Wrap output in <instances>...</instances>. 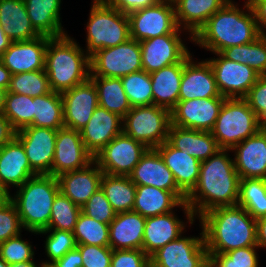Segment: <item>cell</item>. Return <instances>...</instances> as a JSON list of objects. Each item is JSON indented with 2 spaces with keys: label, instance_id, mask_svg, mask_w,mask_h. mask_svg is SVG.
<instances>
[{
  "label": "cell",
  "instance_id": "13",
  "mask_svg": "<svg viewBox=\"0 0 266 267\" xmlns=\"http://www.w3.org/2000/svg\"><path fill=\"white\" fill-rule=\"evenodd\" d=\"M213 54L218 57L207 60L220 94L225 98H244L260 75L246 64L228 60L220 53Z\"/></svg>",
  "mask_w": 266,
  "mask_h": 267
},
{
  "label": "cell",
  "instance_id": "48",
  "mask_svg": "<svg viewBox=\"0 0 266 267\" xmlns=\"http://www.w3.org/2000/svg\"><path fill=\"white\" fill-rule=\"evenodd\" d=\"M81 212L104 224H110L116 216V212L113 210L101 188L81 207Z\"/></svg>",
  "mask_w": 266,
  "mask_h": 267
},
{
  "label": "cell",
  "instance_id": "61",
  "mask_svg": "<svg viewBox=\"0 0 266 267\" xmlns=\"http://www.w3.org/2000/svg\"><path fill=\"white\" fill-rule=\"evenodd\" d=\"M9 267H37V264L34 261H30V262H24V263L10 264ZM38 267H41V264Z\"/></svg>",
  "mask_w": 266,
  "mask_h": 267
},
{
  "label": "cell",
  "instance_id": "58",
  "mask_svg": "<svg viewBox=\"0 0 266 267\" xmlns=\"http://www.w3.org/2000/svg\"><path fill=\"white\" fill-rule=\"evenodd\" d=\"M11 72L3 65L0 60V88L7 89L11 80Z\"/></svg>",
  "mask_w": 266,
  "mask_h": 267
},
{
  "label": "cell",
  "instance_id": "33",
  "mask_svg": "<svg viewBox=\"0 0 266 267\" xmlns=\"http://www.w3.org/2000/svg\"><path fill=\"white\" fill-rule=\"evenodd\" d=\"M0 26L12 42L40 36L27 14L24 0H0Z\"/></svg>",
  "mask_w": 266,
  "mask_h": 267
},
{
  "label": "cell",
  "instance_id": "53",
  "mask_svg": "<svg viewBox=\"0 0 266 267\" xmlns=\"http://www.w3.org/2000/svg\"><path fill=\"white\" fill-rule=\"evenodd\" d=\"M104 4L119 10L124 14H130L134 11L151 7L162 0H101Z\"/></svg>",
  "mask_w": 266,
  "mask_h": 267
},
{
  "label": "cell",
  "instance_id": "30",
  "mask_svg": "<svg viewBox=\"0 0 266 267\" xmlns=\"http://www.w3.org/2000/svg\"><path fill=\"white\" fill-rule=\"evenodd\" d=\"M146 218L136 211L116 213L109 224V246L112 250H142Z\"/></svg>",
  "mask_w": 266,
  "mask_h": 267
},
{
  "label": "cell",
  "instance_id": "23",
  "mask_svg": "<svg viewBox=\"0 0 266 267\" xmlns=\"http://www.w3.org/2000/svg\"><path fill=\"white\" fill-rule=\"evenodd\" d=\"M123 132V118L98 106L86 126L80 130L86 149L95 156Z\"/></svg>",
  "mask_w": 266,
  "mask_h": 267
},
{
  "label": "cell",
  "instance_id": "24",
  "mask_svg": "<svg viewBox=\"0 0 266 267\" xmlns=\"http://www.w3.org/2000/svg\"><path fill=\"white\" fill-rule=\"evenodd\" d=\"M103 174L98 164L93 161L83 169L60 174L57 177L59 191L74 204L82 207L100 188Z\"/></svg>",
  "mask_w": 266,
  "mask_h": 267
},
{
  "label": "cell",
  "instance_id": "35",
  "mask_svg": "<svg viewBox=\"0 0 266 267\" xmlns=\"http://www.w3.org/2000/svg\"><path fill=\"white\" fill-rule=\"evenodd\" d=\"M96 86L99 106L124 118L131 110L121 78L90 76Z\"/></svg>",
  "mask_w": 266,
  "mask_h": 267
},
{
  "label": "cell",
  "instance_id": "9",
  "mask_svg": "<svg viewBox=\"0 0 266 267\" xmlns=\"http://www.w3.org/2000/svg\"><path fill=\"white\" fill-rule=\"evenodd\" d=\"M90 76L121 78L142 70L140 43L130 38L115 47L98 50L90 57Z\"/></svg>",
  "mask_w": 266,
  "mask_h": 267
},
{
  "label": "cell",
  "instance_id": "38",
  "mask_svg": "<svg viewBox=\"0 0 266 267\" xmlns=\"http://www.w3.org/2000/svg\"><path fill=\"white\" fill-rule=\"evenodd\" d=\"M220 54L228 60L248 65L260 76L266 75V34L248 44L228 47Z\"/></svg>",
  "mask_w": 266,
  "mask_h": 267
},
{
  "label": "cell",
  "instance_id": "60",
  "mask_svg": "<svg viewBox=\"0 0 266 267\" xmlns=\"http://www.w3.org/2000/svg\"><path fill=\"white\" fill-rule=\"evenodd\" d=\"M7 89L0 88V114H3L5 108Z\"/></svg>",
  "mask_w": 266,
  "mask_h": 267
},
{
  "label": "cell",
  "instance_id": "64",
  "mask_svg": "<svg viewBox=\"0 0 266 267\" xmlns=\"http://www.w3.org/2000/svg\"><path fill=\"white\" fill-rule=\"evenodd\" d=\"M0 267H9V265L0 257Z\"/></svg>",
  "mask_w": 266,
  "mask_h": 267
},
{
  "label": "cell",
  "instance_id": "32",
  "mask_svg": "<svg viewBox=\"0 0 266 267\" xmlns=\"http://www.w3.org/2000/svg\"><path fill=\"white\" fill-rule=\"evenodd\" d=\"M167 141L199 161H204L220 150L211 132L171 125Z\"/></svg>",
  "mask_w": 266,
  "mask_h": 267
},
{
  "label": "cell",
  "instance_id": "34",
  "mask_svg": "<svg viewBox=\"0 0 266 267\" xmlns=\"http://www.w3.org/2000/svg\"><path fill=\"white\" fill-rule=\"evenodd\" d=\"M62 0H24L34 29L43 36L58 38L66 35L61 24Z\"/></svg>",
  "mask_w": 266,
  "mask_h": 267
},
{
  "label": "cell",
  "instance_id": "10",
  "mask_svg": "<svg viewBox=\"0 0 266 267\" xmlns=\"http://www.w3.org/2000/svg\"><path fill=\"white\" fill-rule=\"evenodd\" d=\"M130 38L141 42L166 34H181L175 19L172 0H162L158 4L128 14Z\"/></svg>",
  "mask_w": 266,
  "mask_h": 267
},
{
  "label": "cell",
  "instance_id": "49",
  "mask_svg": "<svg viewBox=\"0 0 266 267\" xmlns=\"http://www.w3.org/2000/svg\"><path fill=\"white\" fill-rule=\"evenodd\" d=\"M22 228L17 209L8 199L0 206V243L20 235Z\"/></svg>",
  "mask_w": 266,
  "mask_h": 267
},
{
  "label": "cell",
  "instance_id": "57",
  "mask_svg": "<svg viewBox=\"0 0 266 267\" xmlns=\"http://www.w3.org/2000/svg\"><path fill=\"white\" fill-rule=\"evenodd\" d=\"M257 245L266 248V216L256 220Z\"/></svg>",
  "mask_w": 266,
  "mask_h": 267
},
{
  "label": "cell",
  "instance_id": "37",
  "mask_svg": "<svg viewBox=\"0 0 266 267\" xmlns=\"http://www.w3.org/2000/svg\"><path fill=\"white\" fill-rule=\"evenodd\" d=\"M31 126L54 130L65 127L61 93L51 91L34 97V120Z\"/></svg>",
  "mask_w": 266,
  "mask_h": 267
},
{
  "label": "cell",
  "instance_id": "40",
  "mask_svg": "<svg viewBox=\"0 0 266 267\" xmlns=\"http://www.w3.org/2000/svg\"><path fill=\"white\" fill-rule=\"evenodd\" d=\"M3 115L17 132L34 120V97L7 92Z\"/></svg>",
  "mask_w": 266,
  "mask_h": 267
},
{
  "label": "cell",
  "instance_id": "54",
  "mask_svg": "<svg viewBox=\"0 0 266 267\" xmlns=\"http://www.w3.org/2000/svg\"><path fill=\"white\" fill-rule=\"evenodd\" d=\"M262 34H266V0H248Z\"/></svg>",
  "mask_w": 266,
  "mask_h": 267
},
{
  "label": "cell",
  "instance_id": "46",
  "mask_svg": "<svg viewBox=\"0 0 266 267\" xmlns=\"http://www.w3.org/2000/svg\"><path fill=\"white\" fill-rule=\"evenodd\" d=\"M258 248L250 246L222 254H209V267H258Z\"/></svg>",
  "mask_w": 266,
  "mask_h": 267
},
{
  "label": "cell",
  "instance_id": "8",
  "mask_svg": "<svg viewBox=\"0 0 266 267\" xmlns=\"http://www.w3.org/2000/svg\"><path fill=\"white\" fill-rule=\"evenodd\" d=\"M171 111L156 106L132 107L123 118V132L148 148H157L168 139Z\"/></svg>",
  "mask_w": 266,
  "mask_h": 267
},
{
  "label": "cell",
  "instance_id": "15",
  "mask_svg": "<svg viewBox=\"0 0 266 267\" xmlns=\"http://www.w3.org/2000/svg\"><path fill=\"white\" fill-rule=\"evenodd\" d=\"M174 207L182 208L186 219L185 223L193 225L195 217L191 208L186 204V195L183 192L166 191L154 186L136 185L133 211L143 217H152L172 212Z\"/></svg>",
  "mask_w": 266,
  "mask_h": 267
},
{
  "label": "cell",
  "instance_id": "19",
  "mask_svg": "<svg viewBox=\"0 0 266 267\" xmlns=\"http://www.w3.org/2000/svg\"><path fill=\"white\" fill-rule=\"evenodd\" d=\"M139 43L142 55V70L147 73L179 63L190 52L180 34H166Z\"/></svg>",
  "mask_w": 266,
  "mask_h": 267
},
{
  "label": "cell",
  "instance_id": "25",
  "mask_svg": "<svg viewBox=\"0 0 266 267\" xmlns=\"http://www.w3.org/2000/svg\"><path fill=\"white\" fill-rule=\"evenodd\" d=\"M35 175L23 145L16 138L0 148V187L8 194L9 187L18 188Z\"/></svg>",
  "mask_w": 266,
  "mask_h": 267
},
{
  "label": "cell",
  "instance_id": "51",
  "mask_svg": "<svg viewBox=\"0 0 266 267\" xmlns=\"http://www.w3.org/2000/svg\"><path fill=\"white\" fill-rule=\"evenodd\" d=\"M250 109L261 123L266 119V75L259 76L254 86L244 97Z\"/></svg>",
  "mask_w": 266,
  "mask_h": 267
},
{
  "label": "cell",
  "instance_id": "50",
  "mask_svg": "<svg viewBox=\"0 0 266 267\" xmlns=\"http://www.w3.org/2000/svg\"><path fill=\"white\" fill-rule=\"evenodd\" d=\"M82 256V267H111L113 250L110 246L77 244Z\"/></svg>",
  "mask_w": 266,
  "mask_h": 267
},
{
  "label": "cell",
  "instance_id": "22",
  "mask_svg": "<svg viewBox=\"0 0 266 267\" xmlns=\"http://www.w3.org/2000/svg\"><path fill=\"white\" fill-rule=\"evenodd\" d=\"M234 166L241 179H266V134L260 129L231 149Z\"/></svg>",
  "mask_w": 266,
  "mask_h": 267
},
{
  "label": "cell",
  "instance_id": "43",
  "mask_svg": "<svg viewBox=\"0 0 266 267\" xmlns=\"http://www.w3.org/2000/svg\"><path fill=\"white\" fill-rule=\"evenodd\" d=\"M73 235L77 244L109 246V224L96 221L82 212L78 216Z\"/></svg>",
  "mask_w": 266,
  "mask_h": 267
},
{
  "label": "cell",
  "instance_id": "17",
  "mask_svg": "<svg viewBox=\"0 0 266 267\" xmlns=\"http://www.w3.org/2000/svg\"><path fill=\"white\" fill-rule=\"evenodd\" d=\"M225 98L178 101L171 110V125L210 132Z\"/></svg>",
  "mask_w": 266,
  "mask_h": 267
},
{
  "label": "cell",
  "instance_id": "59",
  "mask_svg": "<svg viewBox=\"0 0 266 267\" xmlns=\"http://www.w3.org/2000/svg\"><path fill=\"white\" fill-rule=\"evenodd\" d=\"M12 41L6 36L3 28L0 26V57L9 48Z\"/></svg>",
  "mask_w": 266,
  "mask_h": 267
},
{
  "label": "cell",
  "instance_id": "52",
  "mask_svg": "<svg viewBox=\"0 0 266 267\" xmlns=\"http://www.w3.org/2000/svg\"><path fill=\"white\" fill-rule=\"evenodd\" d=\"M111 267H150V257L140 249L113 250Z\"/></svg>",
  "mask_w": 266,
  "mask_h": 267
},
{
  "label": "cell",
  "instance_id": "63",
  "mask_svg": "<svg viewBox=\"0 0 266 267\" xmlns=\"http://www.w3.org/2000/svg\"><path fill=\"white\" fill-rule=\"evenodd\" d=\"M260 129L266 134V119L261 122Z\"/></svg>",
  "mask_w": 266,
  "mask_h": 267
},
{
  "label": "cell",
  "instance_id": "28",
  "mask_svg": "<svg viewBox=\"0 0 266 267\" xmlns=\"http://www.w3.org/2000/svg\"><path fill=\"white\" fill-rule=\"evenodd\" d=\"M175 212H168L157 216L147 217L142 250L150 257L158 249L184 234L185 224L177 218Z\"/></svg>",
  "mask_w": 266,
  "mask_h": 267
},
{
  "label": "cell",
  "instance_id": "56",
  "mask_svg": "<svg viewBox=\"0 0 266 267\" xmlns=\"http://www.w3.org/2000/svg\"><path fill=\"white\" fill-rule=\"evenodd\" d=\"M16 136V131L10 124V121L3 115L0 114V148L11 142Z\"/></svg>",
  "mask_w": 266,
  "mask_h": 267
},
{
  "label": "cell",
  "instance_id": "36",
  "mask_svg": "<svg viewBox=\"0 0 266 267\" xmlns=\"http://www.w3.org/2000/svg\"><path fill=\"white\" fill-rule=\"evenodd\" d=\"M100 188L116 213L133 210L136 185L129 176L103 174Z\"/></svg>",
  "mask_w": 266,
  "mask_h": 267
},
{
  "label": "cell",
  "instance_id": "31",
  "mask_svg": "<svg viewBox=\"0 0 266 267\" xmlns=\"http://www.w3.org/2000/svg\"><path fill=\"white\" fill-rule=\"evenodd\" d=\"M175 7V19L178 28L192 37L220 10L229 0H172ZM183 27V28H182Z\"/></svg>",
  "mask_w": 266,
  "mask_h": 267
},
{
  "label": "cell",
  "instance_id": "45",
  "mask_svg": "<svg viewBox=\"0 0 266 267\" xmlns=\"http://www.w3.org/2000/svg\"><path fill=\"white\" fill-rule=\"evenodd\" d=\"M49 234L46 237L45 252L49 260L41 262L44 264H52L56 260L62 258L68 251L77 247V243L73 232L58 229H44L36 232V234Z\"/></svg>",
  "mask_w": 266,
  "mask_h": 267
},
{
  "label": "cell",
  "instance_id": "20",
  "mask_svg": "<svg viewBox=\"0 0 266 267\" xmlns=\"http://www.w3.org/2000/svg\"><path fill=\"white\" fill-rule=\"evenodd\" d=\"M50 39L40 35L31 40L12 42L0 60L12 75L44 70L46 47Z\"/></svg>",
  "mask_w": 266,
  "mask_h": 267
},
{
  "label": "cell",
  "instance_id": "39",
  "mask_svg": "<svg viewBox=\"0 0 266 267\" xmlns=\"http://www.w3.org/2000/svg\"><path fill=\"white\" fill-rule=\"evenodd\" d=\"M237 205L243 207L255 220L265 217L266 179H241Z\"/></svg>",
  "mask_w": 266,
  "mask_h": 267
},
{
  "label": "cell",
  "instance_id": "65",
  "mask_svg": "<svg viewBox=\"0 0 266 267\" xmlns=\"http://www.w3.org/2000/svg\"><path fill=\"white\" fill-rule=\"evenodd\" d=\"M41 267H54L52 264L41 263Z\"/></svg>",
  "mask_w": 266,
  "mask_h": 267
},
{
  "label": "cell",
  "instance_id": "55",
  "mask_svg": "<svg viewBox=\"0 0 266 267\" xmlns=\"http://www.w3.org/2000/svg\"><path fill=\"white\" fill-rule=\"evenodd\" d=\"M52 265L54 267H82L81 253L77 248L70 250Z\"/></svg>",
  "mask_w": 266,
  "mask_h": 267
},
{
  "label": "cell",
  "instance_id": "1",
  "mask_svg": "<svg viewBox=\"0 0 266 267\" xmlns=\"http://www.w3.org/2000/svg\"><path fill=\"white\" fill-rule=\"evenodd\" d=\"M228 152L220 149L201 162L198 182L186 196L195 218L216 207L237 205L241 178Z\"/></svg>",
  "mask_w": 266,
  "mask_h": 267
},
{
  "label": "cell",
  "instance_id": "4",
  "mask_svg": "<svg viewBox=\"0 0 266 267\" xmlns=\"http://www.w3.org/2000/svg\"><path fill=\"white\" fill-rule=\"evenodd\" d=\"M51 91L62 93L90 78V56L68 34L51 38L45 55Z\"/></svg>",
  "mask_w": 266,
  "mask_h": 267
},
{
  "label": "cell",
  "instance_id": "42",
  "mask_svg": "<svg viewBox=\"0 0 266 267\" xmlns=\"http://www.w3.org/2000/svg\"><path fill=\"white\" fill-rule=\"evenodd\" d=\"M121 80L131 107L153 104L150 73L140 70L121 77Z\"/></svg>",
  "mask_w": 266,
  "mask_h": 267
},
{
  "label": "cell",
  "instance_id": "6",
  "mask_svg": "<svg viewBox=\"0 0 266 267\" xmlns=\"http://www.w3.org/2000/svg\"><path fill=\"white\" fill-rule=\"evenodd\" d=\"M86 25V49L90 57L98 50L115 47L130 39L128 15L93 0Z\"/></svg>",
  "mask_w": 266,
  "mask_h": 267
},
{
  "label": "cell",
  "instance_id": "18",
  "mask_svg": "<svg viewBox=\"0 0 266 267\" xmlns=\"http://www.w3.org/2000/svg\"><path fill=\"white\" fill-rule=\"evenodd\" d=\"M64 112V126L82 130L99 106L98 93L93 81L85 82L61 93Z\"/></svg>",
  "mask_w": 266,
  "mask_h": 267
},
{
  "label": "cell",
  "instance_id": "12",
  "mask_svg": "<svg viewBox=\"0 0 266 267\" xmlns=\"http://www.w3.org/2000/svg\"><path fill=\"white\" fill-rule=\"evenodd\" d=\"M150 267H209L203 230L199 237L180 236L150 256Z\"/></svg>",
  "mask_w": 266,
  "mask_h": 267
},
{
  "label": "cell",
  "instance_id": "41",
  "mask_svg": "<svg viewBox=\"0 0 266 267\" xmlns=\"http://www.w3.org/2000/svg\"><path fill=\"white\" fill-rule=\"evenodd\" d=\"M7 92L37 97L51 92L48 76L44 70L13 74Z\"/></svg>",
  "mask_w": 266,
  "mask_h": 267
},
{
  "label": "cell",
  "instance_id": "2",
  "mask_svg": "<svg viewBox=\"0 0 266 267\" xmlns=\"http://www.w3.org/2000/svg\"><path fill=\"white\" fill-rule=\"evenodd\" d=\"M244 9L229 0L199 29L192 42L212 53H220L228 47L255 41L262 33L248 0Z\"/></svg>",
  "mask_w": 266,
  "mask_h": 267
},
{
  "label": "cell",
  "instance_id": "11",
  "mask_svg": "<svg viewBox=\"0 0 266 267\" xmlns=\"http://www.w3.org/2000/svg\"><path fill=\"white\" fill-rule=\"evenodd\" d=\"M148 149L122 132L94 156V161L105 174L129 176Z\"/></svg>",
  "mask_w": 266,
  "mask_h": 267
},
{
  "label": "cell",
  "instance_id": "44",
  "mask_svg": "<svg viewBox=\"0 0 266 267\" xmlns=\"http://www.w3.org/2000/svg\"><path fill=\"white\" fill-rule=\"evenodd\" d=\"M81 207L59 192L53 202L49 225L46 229H58L73 232Z\"/></svg>",
  "mask_w": 266,
  "mask_h": 267
},
{
  "label": "cell",
  "instance_id": "21",
  "mask_svg": "<svg viewBox=\"0 0 266 267\" xmlns=\"http://www.w3.org/2000/svg\"><path fill=\"white\" fill-rule=\"evenodd\" d=\"M203 98L225 97L220 94L217 88L214 73L208 60L194 62L191 56L184 64L179 101Z\"/></svg>",
  "mask_w": 266,
  "mask_h": 267
},
{
  "label": "cell",
  "instance_id": "3",
  "mask_svg": "<svg viewBox=\"0 0 266 267\" xmlns=\"http://www.w3.org/2000/svg\"><path fill=\"white\" fill-rule=\"evenodd\" d=\"M198 219L208 254L258 246L256 220L239 205L213 208Z\"/></svg>",
  "mask_w": 266,
  "mask_h": 267
},
{
  "label": "cell",
  "instance_id": "7",
  "mask_svg": "<svg viewBox=\"0 0 266 267\" xmlns=\"http://www.w3.org/2000/svg\"><path fill=\"white\" fill-rule=\"evenodd\" d=\"M260 122L244 98H225L210 131L220 149H232L260 130Z\"/></svg>",
  "mask_w": 266,
  "mask_h": 267
},
{
  "label": "cell",
  "instance_id": "5",
  "mask_svg": "<svg viewBox=\"0 0 266 267\" xmlns=\"http://www.w3.org/2000/svg\"><path fill=\"white\" fill-rule=\"evenodd\" d=\"M16 190L15 195L9 194V199L17 209L22 227L34 234L46 229L54 199L60 192L57 177L37 174Z\"/></svg>",
  "mask_w": 266,
  "mask_h": 267
},
{
  "label": "cell",
  "instance_id": "26",
  "mask_svg": "<svg viewBox=\"0 0 266 267\" xmlns=\"http://www.w3.org/2000/svg\"><path fill=\"white\" fill-rule=\"evenodd\" d=\"M129 178L135 185L154 186L166 191L182 192L171 170L155 148H149L134 167Z\"/></svg>",
  "mask_w": 266,
  "mask_h": 267
},
{
  "label": "cell",
  "instance_id": "47",
  "mask_svg": "<svg viewBox=\"0 0 266 267\" xmlns=\"http://www.w3.org/2000/svg\"><path fill=\"white\" fill-rule=\"evenodd\" d=\"M22 234L0 243V257L8 264L34 261V248Z\"/></svg>",
  "mask_w": 266,
  "mask_h": 267
},
{
  "label": "cell",
  "instance_id": "29",
  "mask_svg": "<svg viewBox=\"0 0 266 267\" xmlns=\"http://www.w3.org/2000/svg\"><path fill=\"white\" fill-rule=\"evenodd\" d=\"M189 52L179 63H174L150 73L153 104L172 110L179 101L184 64L191 57Z\"/></svg>",
  "mask_w": 266,
  "mask_h": 267
},
{
  "label": "cell",
  "instance_id": "62",
  "mask_svg": "<svg viewBox=\"0 0 266 267\" xmlns=\"http://www.w3.org/2000/svg\"><path fill=\"white\" fill-rule=\"evenodd\" d=\"M9 199V194L0 187V206Z\"/></svg>",
  "mask_w": 266,
  "mask_h": 267
},
{
  "label": "cell",
  "instance_id": "27",
  "mask_svg": "<svg viewBox=\"0 0 266 267\" xmlns=\"http://www.w3.org/2000/svg\"><path fill=\"white\" fill-rule=\"evenodd\" d=\"M155 149L173 173L177 187L187 196L198 182L201 161L174 148L168 141Z\"/></svg>",
  "mask_w": 266,
  "mask_h": 267
},
{
  "label": "cell",
  "instance_id": "16",
  "mask_svg": "<svg viewBox=\"0 0 266 267\" xmlns=\"http://www.w3.org/2000/svg\"><path fill=\"white\" fill-rule=\"evenodd\" d=\"M94 161V156L86 149L80 131L61 128L57 130L52 176L80 170Z\"/></svg>",
  "mask_w": 266,
  "mask_h": 267
},
{
  "label": "cell",
  "instance_id": "14",
  "mask_svg": "<svg viewBox=\"0 0 266 267\" xmlns=\"http://www.w3.org/2000/svg\"><path fill=\"white\" fill-rule=\"evenodd\" d=\"M57 130L28 126L16 132L23 145L29 165L36 174L52 175Z\"/></svg>",
  "mask_w": 266,
  "mask_h": 267
}]
</instances>
